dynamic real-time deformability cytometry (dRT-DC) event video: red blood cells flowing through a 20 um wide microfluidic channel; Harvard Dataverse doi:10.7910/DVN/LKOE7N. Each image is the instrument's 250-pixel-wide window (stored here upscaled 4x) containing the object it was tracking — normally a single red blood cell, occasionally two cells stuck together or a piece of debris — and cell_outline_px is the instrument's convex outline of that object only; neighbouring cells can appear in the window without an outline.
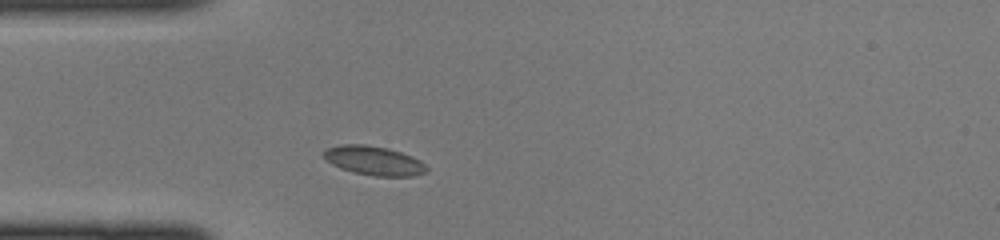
{"species": "common noctule bat (a hibernating species)", "species_latin": "Nyctalus noctula", "temperature_condition": "cold", "stored_images_in_passage": 30, "camera_frame_rate_fps": 3000, "um_per_image_px": 0.085, "animal": {"sex": "female", "body_mass_g": 22.0, "forearm_length_mm": 56.7}, "frame": {"image": 1, "passage_image": 4, "time_ms": 1.0, "image_size_px": [1000, 240], "cell_outline_px": [[428, 172], [412, 176], [376, 176], [352, 172], [340, 168], [332, 164], [324, 156], [324, 152], [328, 148], [340, 144], [364, 144], [388, 148], [412, 156], [420, 160], [428, 168]], "centroid_in_image_um": [31.81, 13.66], "position_along_channel_um": 53.2, "area_um2": 17.4}}
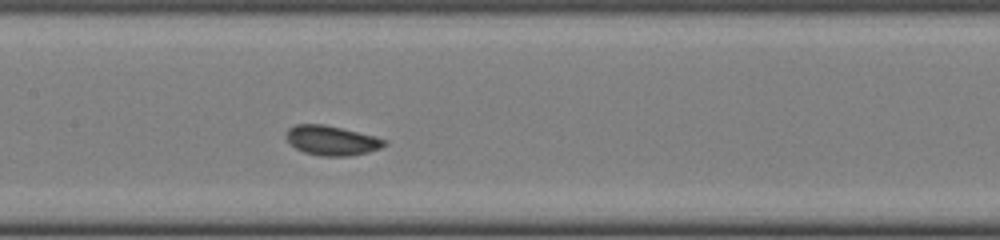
{"frame": {"image": 2, "passage_image": 13, "time_ms": 4.0, "image_size_px": [1000, 240], "cell_outline_px": [[388, 144], [380, 148], [368, 152], [348, 156], [320, 156], [304, 152], [296, 148], [288, 140], [288, 128], [296, 124], [324, 124], [376, 136], [388, 140]], "centroid_in_image_um": [28.25, 11.94], "position_along_channel_um": 179.1, "area_um2": 16.88}}
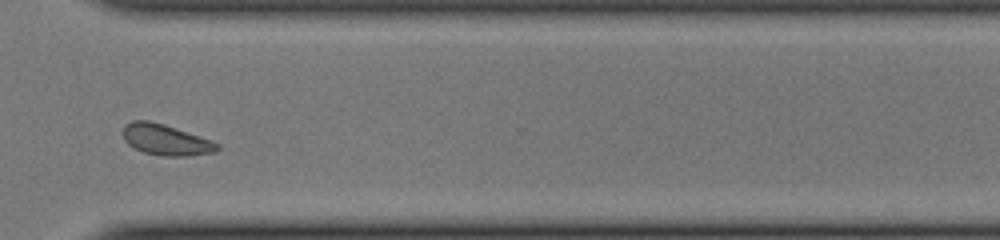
{"frame": {"image": 3, "passage_image": 25, "time_ms": 8.0, "image_size_px": [1000, 240], "cell_outline_px": [[220, 148], [212, 152], [188, 156], [164, 156], [144, 152], [128, 144], [124, 140], [124, 124], [132, 120], [148, 120], [164, 124], [212, 140], [220, 144]], "centroid_in_image_um": [14.1, 11.87], "position_along_channel_um": 356.5, "area_um2": 16.88}}